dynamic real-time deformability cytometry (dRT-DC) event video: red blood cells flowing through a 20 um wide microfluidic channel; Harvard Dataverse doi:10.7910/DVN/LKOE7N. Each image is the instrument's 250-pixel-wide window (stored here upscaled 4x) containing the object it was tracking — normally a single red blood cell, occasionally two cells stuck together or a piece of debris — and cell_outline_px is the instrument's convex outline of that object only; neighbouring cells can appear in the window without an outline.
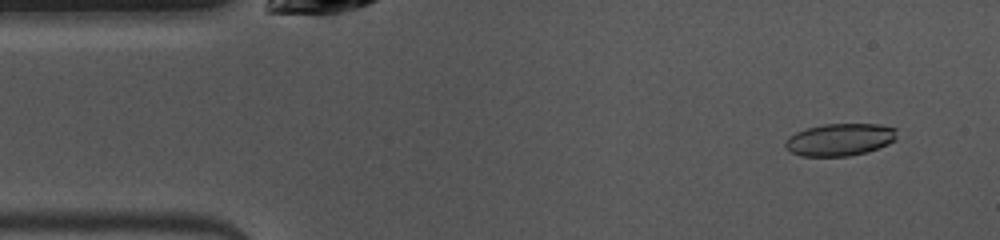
{"species": "common noctule bat (a hibernating species)", "species_latin": "Nyctalus noctula", "temperature_condition": "warm", "stored_images_in_passage": 49, "camera_frame_rate_fps": 3000, "um_per_image_px": 0.085, "animal": {"sex": "female", "body_mass_g": 10.0, "forearm_length_mm": 53.1}, "frame": {"image": 1, "passage_image": 4, "time_ms": 1.0, "image_size_px": [1000, 240], "cell_outline_px": [[896, 140], [888, 144], [868, 152], [848, 156], [800, 156], [792, 152], [784, 144], [796, 132], [808, 128], [824, 124], [880, 124], [896, 128]], "centroid_in_image_um": [71.45, 11.87], "position_along_channel_um": 13.6, "area_um2": 20.87}}
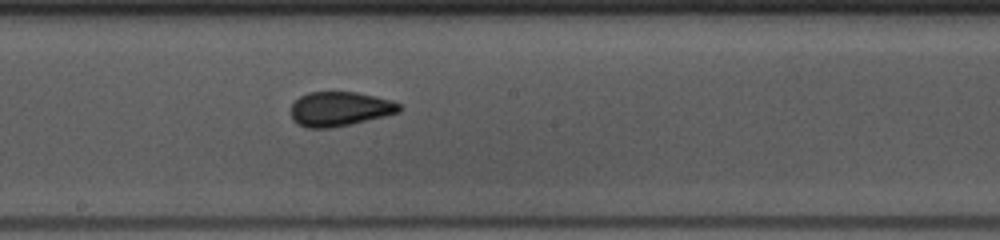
{"frame": {"image": 2, "passage_image": 25, "time_ms": 8.0, "image_size_px": [1000, 240], "cell_outline_px": [[404, 108], [400, 112], [384, 116], [332, 128], [308, 128], [292, 120], [292, 104], [300, 96], [308, 92], [356, 92], [376, 96], [392, 100], [400, 104]], "centroid_in_image_um": [28.91, 9.25], "position_along_channel_um": 219.3, "area_um2": 21.73}}
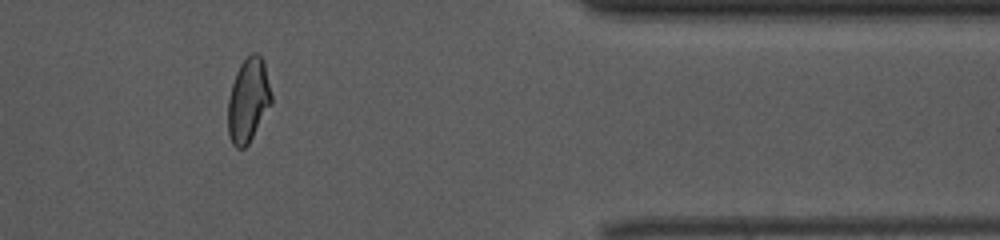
{"frame": {"image": 3, "passage_image": 40, "time_ms": 13.0, "image_size_px": [1000, 240], "cell_outline_px": [[272, 104], [248, 144], [244, 148], [236, 148], [232, 144], [228, 132], [228, 96], [236, 72], [240, 64], [252, 52], [256, 52], [264, 60], [272, 96]], "centroid_in_image_um": [21.1, 8.51], "position_along_channel_um": 390.3, "area_um2": 21.39}, "authors_computed_cell_mechanics": {"area_um2": 21.5016, "velocity_mm_per_s": 3.9882, "shape_relaxation_time_tau1_ms": 7.196, "shape_relaxation_time_tau2_ms": 0.9635, "deformation_change_tau1": 0.168, "deformation_change_tau2": 0.0681}}